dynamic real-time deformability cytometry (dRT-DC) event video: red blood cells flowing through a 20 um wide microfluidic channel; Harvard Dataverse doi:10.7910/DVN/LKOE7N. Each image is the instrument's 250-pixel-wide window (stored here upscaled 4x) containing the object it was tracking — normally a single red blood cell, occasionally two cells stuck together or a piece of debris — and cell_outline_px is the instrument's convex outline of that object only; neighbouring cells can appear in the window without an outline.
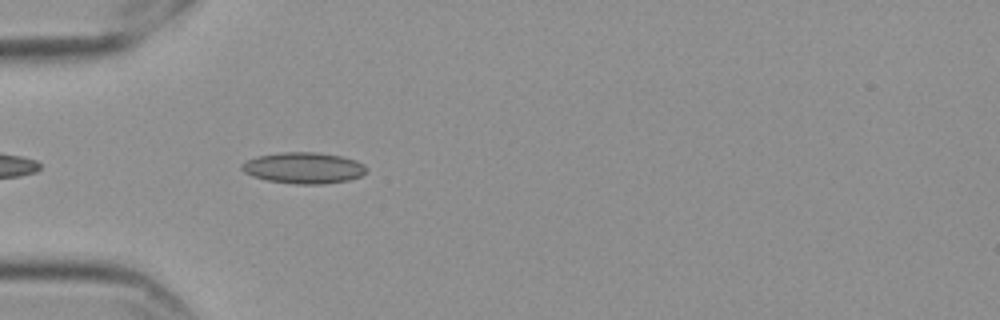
{"species": "Egyptian fruit bat (a non-hibernating species)", "species_latin": "Rousettus aegyptiacus", "temperature_condition": "cold", "stored_images_in_passage": 28, "camera_frame_rate_fps": 3000, "um_per_image_px": 0.085, "frame": {"image": 1, "passage_image": 4, "time_ms": 1.0, "image_size_px": [1000, 320], "cell_outline_px": [[368, 168], [360, 176], [348, 180], [320, 184], [296, 184], [268, 180], [252, 176], [244, 172], [240, 168], [240, 164], [256, 156], [280, 152], [316, 152], [340, 156], [356, 160], [364, 164]], "centroid_in_image_um": [25.79, 14.26], "position_along_channel_um": 59.2, "area_um2": 22.6}}
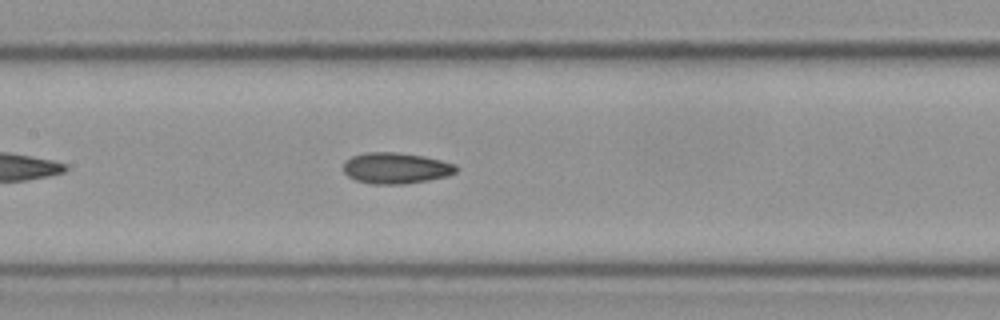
{"frame": {"image": 2, "passage_image": 14, "time_ms": 4.333, "image_size_px": [1000, 320], "cell_outline_px": [[456, 172], [448, 176], [428, 180], [404, 184], [372, 184], [356, 180], [348, 176], [344, 172], [344, 160], [352, 156], [364, 152], [396, 152], [424, 156], [456, 164]], "centroid_in_image_um": [33.63, 14.28], "position_along_channel_um": 173.8, "area_um2": 20.46}}
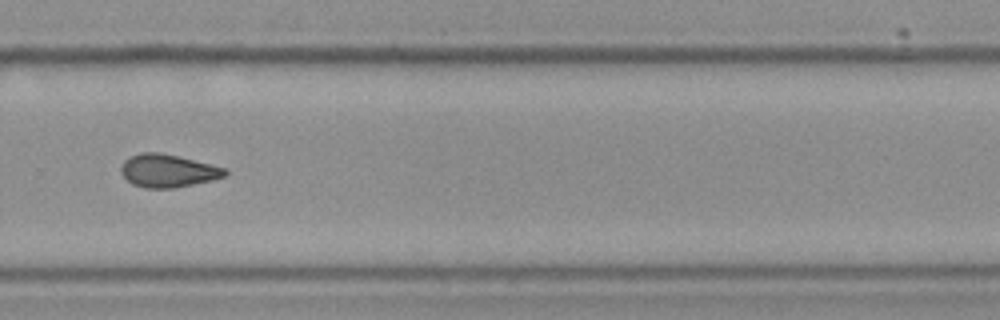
{"frame": {"image": 3, "passage_image": 26, "time_ms": 8.333, "image_size_px": [1000, 320], "cell_outline_px": [[228, 172], [224, 176], [212, 180], [172, 188], [144, 188], [132, 184], [120, 172], [120, 168], [124, 160], [128, 156], [140, 152], [160, 152], [228, 168]], "centroid_in_image_um": [14.24, 14.5], "position_along_channel_um": 315.6, "area_um2": 20.0}}